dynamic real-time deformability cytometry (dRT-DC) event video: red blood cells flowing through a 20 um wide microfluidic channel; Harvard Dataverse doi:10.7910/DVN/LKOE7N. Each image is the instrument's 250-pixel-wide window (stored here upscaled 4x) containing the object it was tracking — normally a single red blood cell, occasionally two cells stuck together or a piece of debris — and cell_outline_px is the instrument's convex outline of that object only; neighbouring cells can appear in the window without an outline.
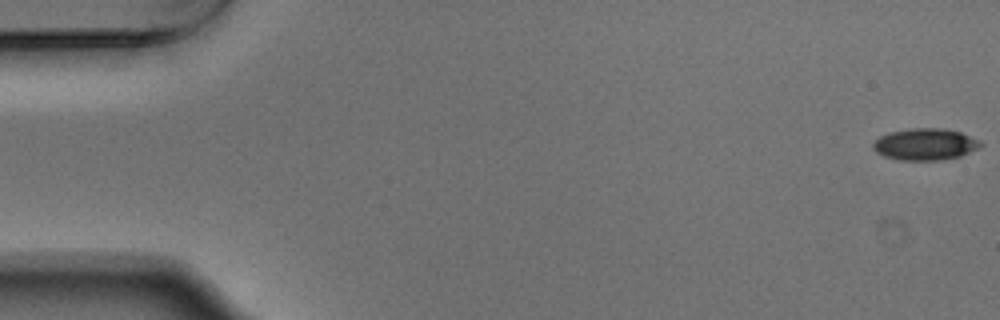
{"species": "Egyptian fruit bat (a non-hibernating species)", "species_latin": "Rousettus aegyptiacus", "temperature_condition": "warm", "stored_images_in_passage": 9, "camera_frame_rate_fps": 3000, "um_per_image_px": 0.085, "animal": {"sex": "male"}, "frame": {"image": 1, "passage_image": 1, "time_ms": 0.0, "image_size_px": [1000, 320], "cell_outline_px": [[984, 144], [960, 156], [940, 160], [900, 160], [884, 156], [876, 152], [872, 148], [872, 144], [880, 136], [888, 132], [912, 128], [944, 128], [960, 132], [980, 140]], "centroid_in_image_um": [78.61, 12.26], "position_along_channel_um": 6.4, "area_um2": 19.83}}